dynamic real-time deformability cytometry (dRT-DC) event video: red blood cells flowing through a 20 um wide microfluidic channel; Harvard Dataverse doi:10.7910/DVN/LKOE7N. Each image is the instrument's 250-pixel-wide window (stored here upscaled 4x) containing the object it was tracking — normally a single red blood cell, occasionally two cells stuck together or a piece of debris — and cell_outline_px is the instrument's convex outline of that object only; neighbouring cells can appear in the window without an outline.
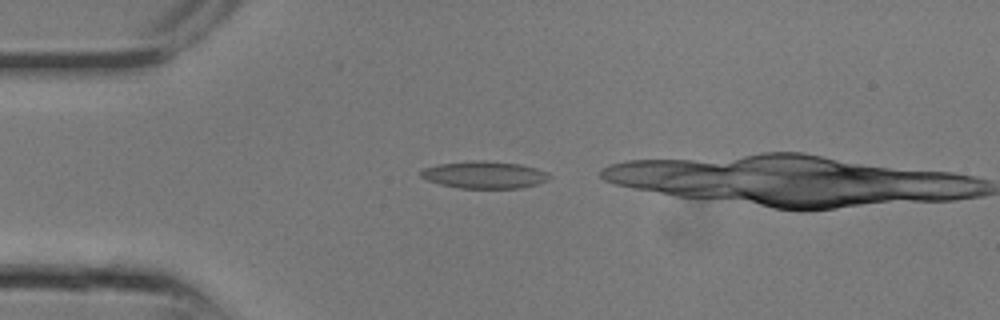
{"species": "common noctule bat (a hibernating species)", "species_latin": "Nyctalus noctula", "temperature_condition": "room temperature", "stored_images_in_passage": 6, "camera_frame_rate_fps": 3000, "um_per_image_px": 0.085, "animal": {"sex": "male", "body_mass_g": 13.3}, "frame": {"image": 1, "passage_image": 1, "time_ms": 0.0, "image_size_px": [1000, 320], "cell_outline_px": [[552, 176], [536, 184], [520, 188], [460, 188], [440, 184], [428, 180], [420, 176], [420, 172], [424, 168], [440, 164], [468, 160], [484, 160], [520, 164], [536, 168], [548, 172]], "centroid_in_image_um": [41.16, 14.85], "position_along_channel_um": 43.8, "area_um2": 20.29}}
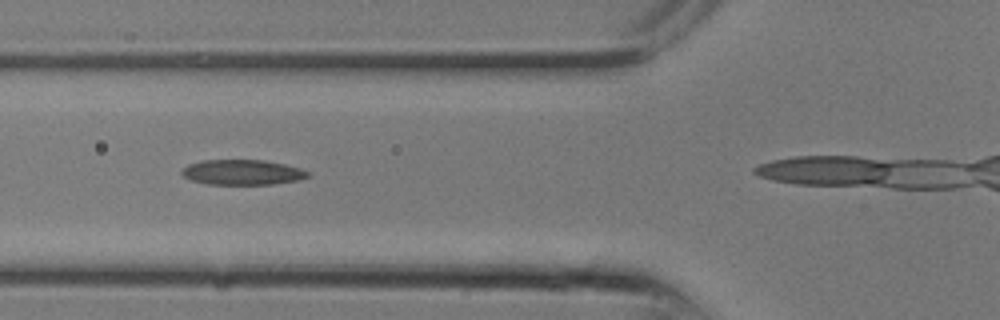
{"frame": {"image": 2, "passage_image": 4, "time_ms": 1.0, "image_size_px": [1000, 320], "cell_outline_px": [[308, 176], [300, 180], [272, 184], [208, 184], [192, 180], [184, 176], [180, 172], [188, 164], [200, 160], [264, 160], [284, 164], [300, 168], [308, 172]], "centroid_in_image_um": [20.59, 14.64], "position_along_channel_um": 105.2, "area_um2": 18.38}}